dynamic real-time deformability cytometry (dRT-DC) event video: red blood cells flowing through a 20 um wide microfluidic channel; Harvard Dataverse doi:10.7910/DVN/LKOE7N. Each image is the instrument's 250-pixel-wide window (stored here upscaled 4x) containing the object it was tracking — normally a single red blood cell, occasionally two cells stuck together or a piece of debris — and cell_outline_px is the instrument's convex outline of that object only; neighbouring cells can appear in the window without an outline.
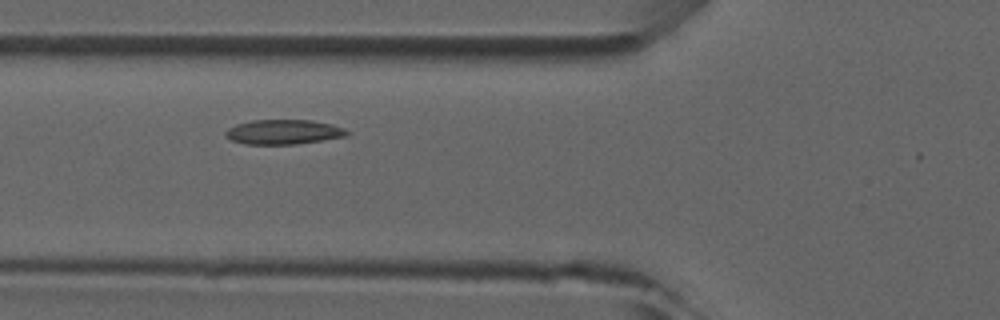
{"species": "common noctule bat (a hibernating species)", "species_latin": "Nyctalus noctula", "temperature_condition": "room temperature", "stored_images_in_passage": 6, "camera_frame_rate_fps": 3000, "um_per_image_px": 0.085, "animal": {"sex": "male", "forearm_length_mm": 52.5}, "frame": {"image": 1, "passage_image": 4, "time_ms": 3.333, "image_size_px": [1000, 320], "cell_outline_px": [[348, 136], [296, 144], [244, 144], [232, 140], [224, 132], [228, 128], [236, 124], [252, 120], [312, 120], [332, 124], [344, 128], [348, 132]], "centroid_in_image_um": [24.11, 11.21], "position_along_channel_um": 101.7, "area_um2": 17.4}}
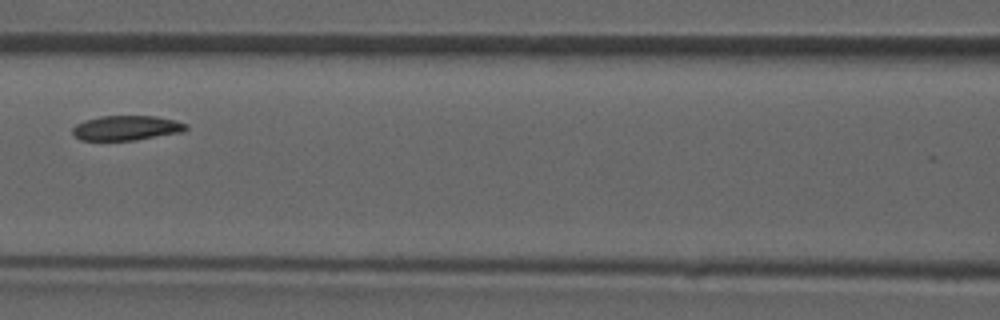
{"frame": {"image": 2, "passage_image": 5, "time_ms": 4.667, "image_size_px": [1000, 320], "cell_outline_px": [[188, 128], [184, 132], [136, 140], [80, 140], [72, 132], [72, 128], [76, 124], [84, 120], [100, 116], [156, 116], [176, 120], [188, 124]], "centroid_in_image_um": [10.78, 10.87], "position_along_channel_um": 155.8, "area_um2": 16.53}}